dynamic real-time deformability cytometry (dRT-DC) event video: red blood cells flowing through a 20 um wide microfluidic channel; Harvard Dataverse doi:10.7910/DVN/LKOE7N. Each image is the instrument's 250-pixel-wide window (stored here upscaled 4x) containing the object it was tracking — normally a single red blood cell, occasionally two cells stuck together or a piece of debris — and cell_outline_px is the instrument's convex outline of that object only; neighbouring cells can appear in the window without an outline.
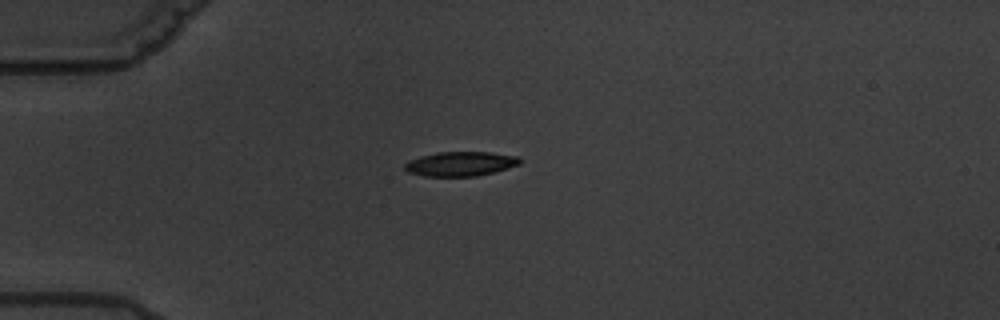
{"species": "common noctule bat (a hibernating species)", "species_latin": "Nyctalus noctula", "temperature_condition": "warm", "stored_images_in_passage": 7, "camera_frame_rate_fps": 3000, "um_per_image_px": 0.085, "animal": {"sex": "male", "body_mass_g": 19.5, "forearm_length_mm": 54.6}, "frame": {"image": 1, "passage_image": 1, "time_ms": 0.0, "image_size_px": [1000, 320], "cell_outline_px": [[520, 164], [508, 168], [476, 176], [424, 176], [408, 172], [404, 168], [404, 164], [408, 160], [440, 152], [488, 152], [520, 156]], "centroid_in_image_um": [39.15, 13.92], "position_along_channel_um": 45.8, "area_um2": 16.24}}
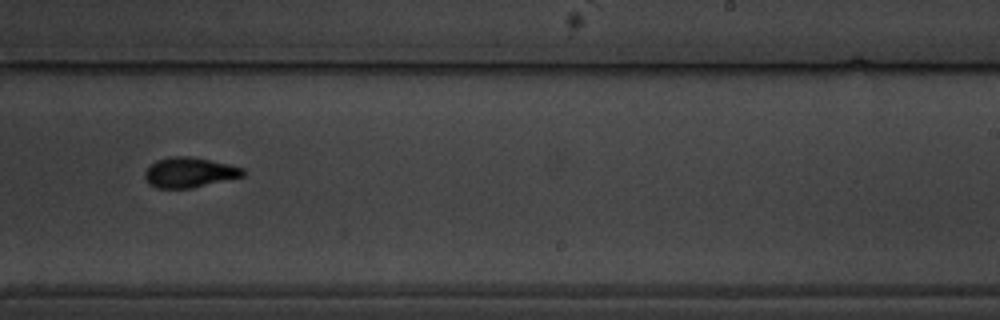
{"frame": {"image": 2, "passage_image": 7, "time_ms": 7.333, "image_size_px": [1000, 320], "cell_outline_px": [[244, 176], [192, 188], [156, 188], [148, 184], [144, 176], [144, 172], [156, 160], [172, 156], [188, 156], [228, 164], [244, 168]], "centroid_in_image_um": [16.07, 14.66], "position_along_channel_um": 272.9, "area_um2": 17.11}}